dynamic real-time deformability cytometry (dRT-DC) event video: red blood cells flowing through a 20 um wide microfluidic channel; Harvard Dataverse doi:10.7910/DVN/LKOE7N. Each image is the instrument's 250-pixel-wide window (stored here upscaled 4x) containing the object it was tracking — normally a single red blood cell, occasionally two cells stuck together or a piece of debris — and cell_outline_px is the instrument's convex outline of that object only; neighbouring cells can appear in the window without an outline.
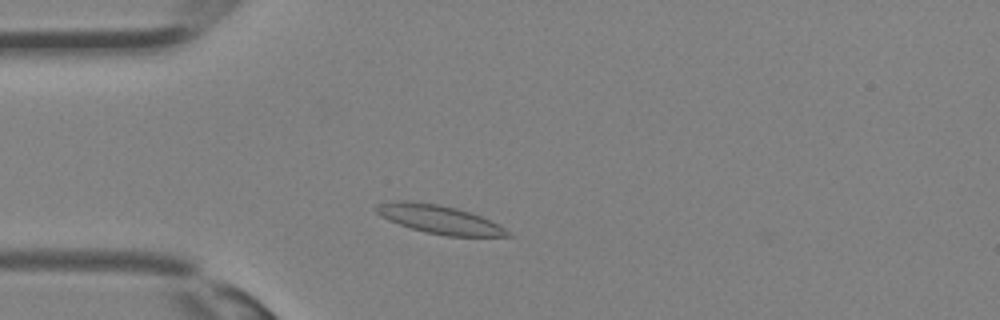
{"species": "Egyptian fruit bat (a non-hibernating species)", "species_latin": "Rousettus aegyptiacus", "temperature_condition": "room temperature", "stored_images_in_passage": 30, "camera_frame_rate_fps": 3000, "um_per_image_px": 0.085, "animal": {"sex": "female"}, "frame": {"image": 1, "passage_image": 4, "time_ms": 1.0, "image_size_px": [1000, 320], "cell_outline_px": [[512, 236], [448, 236], [424, 232], [388, 220], [380, 216], [372, 208], [376, 204], [392, 200], [408, 200], [436, 204], [456, 208], [480, 216], [512, 232]], "centroid_in_image_um": [37.26, 18.63], "position_along_channel_um": 47.7, "area_um2": 21.73}}
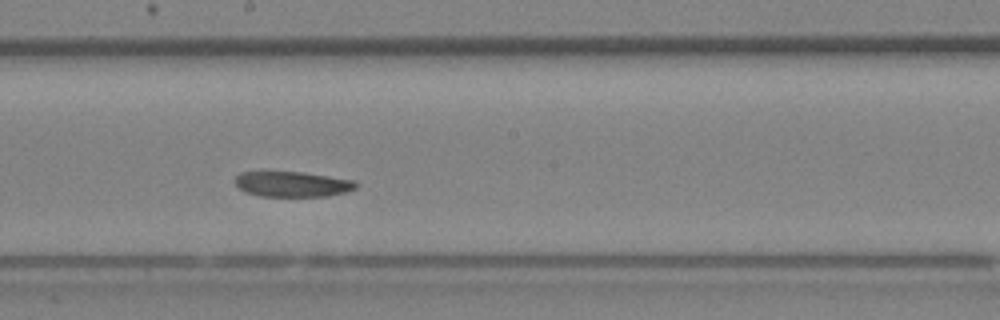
{"frame": {"image": 2, "passage_image": 14, "time_ms": 4.333, "image_size_px": [1000, 320], "cell_outline_px": [[356, 188], [344, 192], [328, 196], [260, 196], [244, 192], [232, 180], [240, 172], [300, 172], [356, 180]], "centroid_in_image_um": [24.82, 15.65], "position_along_channel_um": 223.4, "area_um2": 17.8}}
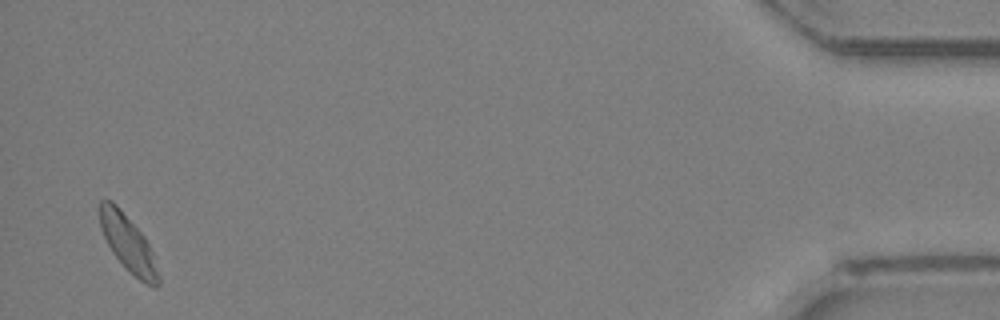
{"frame": {"image": 3, "passage_image": 29, "time_ms": 9.333, "image_size_px": [1000, 320], "cell_outline_px": [[160, 284], [156, 288], [152, 288], [144, 284], [124, 268], [112, 252], [100, 228], [100, 200], [112, 200], [120, 208], [144, 236], [152, 252], [160, 276]], "centroid_in_image_um": [10.91, 20.75], "position_along_channel_um": 424.3, "area_um2": 19.36}}